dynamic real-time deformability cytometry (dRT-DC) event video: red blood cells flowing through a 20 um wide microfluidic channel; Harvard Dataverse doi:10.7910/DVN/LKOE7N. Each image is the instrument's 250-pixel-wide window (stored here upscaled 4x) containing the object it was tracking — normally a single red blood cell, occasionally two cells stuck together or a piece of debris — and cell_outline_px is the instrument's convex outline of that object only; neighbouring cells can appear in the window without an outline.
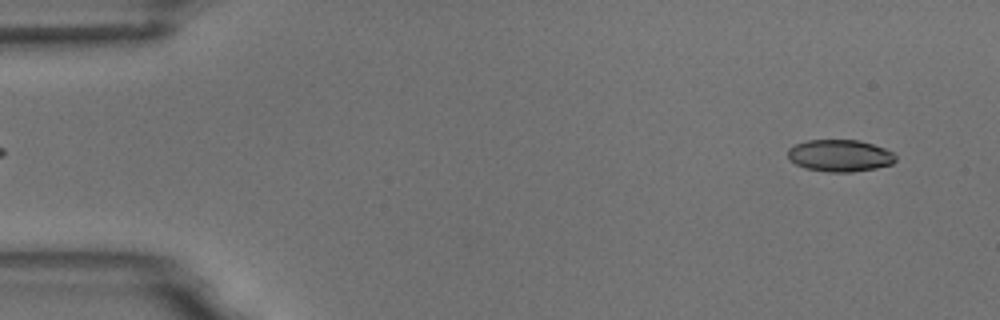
{"species": "common noctule bat (a hibernating species)", "species_latin": "Nyctalus noctula", "temperature_condition": "room temperature", "stored_images_in_passage": 5, "camera_frame_rate_fps": 3000, "um_per_image_px": 0.085, "animal": {"sex": "male", "body_mass_g": 18.8}, "frame": {"image": 1, "passage_image": 5, "time_ms": 5.667, "image_size_px": [1000, 320], "cell_outline_px": [[896, 160], [892, 164], [876, 168], [852, 172], [828, 172], [804, 168], [788, 160], [788, 148], [796, 144], [808, 140], [860, 140], [884, 148], [892, 152], [896, 156]], "centroid_in_image_um": [71.37, 13.23], "position_along_channel_um": 13.6, "area_um2": 20.17}}